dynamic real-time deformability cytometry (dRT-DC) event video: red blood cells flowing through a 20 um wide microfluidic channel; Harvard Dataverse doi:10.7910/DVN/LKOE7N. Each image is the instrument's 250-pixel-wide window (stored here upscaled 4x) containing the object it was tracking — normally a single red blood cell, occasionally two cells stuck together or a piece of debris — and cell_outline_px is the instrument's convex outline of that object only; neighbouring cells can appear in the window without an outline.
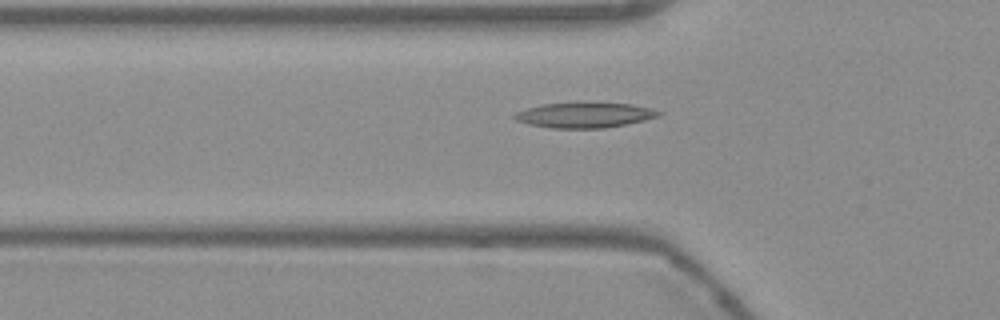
{"species": "Egyptian fruit bat (a non-hibernating species)", "species_latin": "Rousettus aegyptiacus", "temperature_condition": "warm", "stored_images_in_passage": 43, "camera_frame_rate_fps": 3000, "um_per_image_px": 0.085, "frame": {"image": 1, "passage_image": 14, "time_ms": 4.333, "image_size_px": [1000, 320], "cell_outline_px": [[664, 112], [660, 116], [628, 124], [604, 128], [552, 128], [528, 124], [516, 120], [512, 116], [516, 112], [528, 108], [544, 104], [632, 104]], "centroid_in_image_um": [49.7, 9.81], "position_along_channel_um": 76.1, "area_um2": 20.63}}
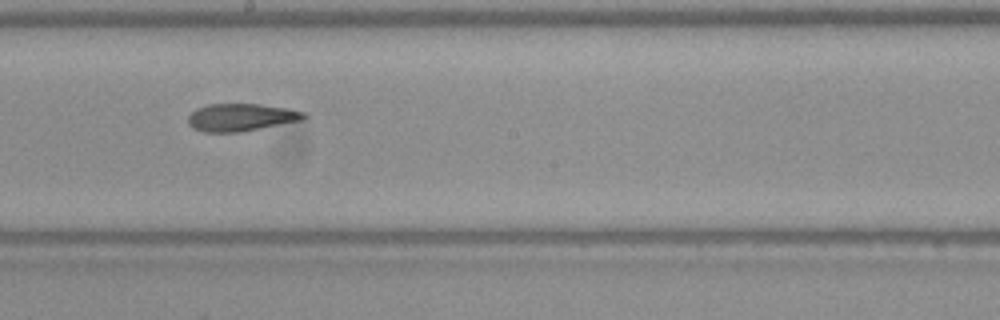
{"frame": {"image": 2, "passage_image": 26, "time_ms": 8.333, "image_size_px": [1000, 320], "cell_outline_px": [[308, 116], [304, 120], [240, 132], [204, 132], [192, 128], [188, 124], [188, 116], [196, 108], [208, 104], [260, 104], [288, 108], [304, 112]], "centroid_in_image_um": [20.49, 9.97], "position_along_channel_um": 227.7, "area_um2": 18.73}}
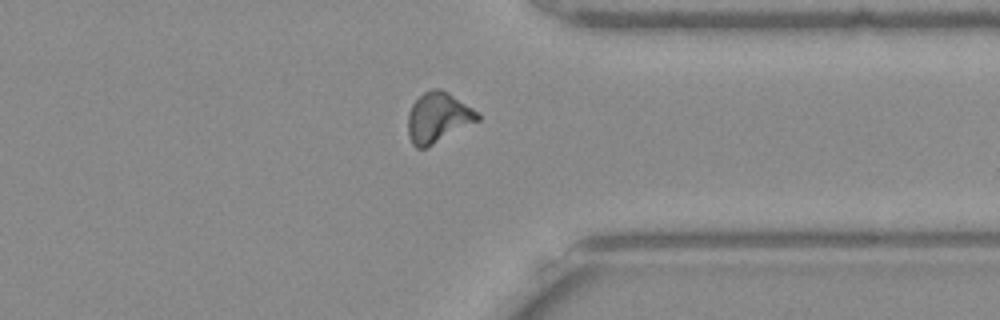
{"frame": {"image": 3, "passage_image": 38, "time_ms": 12.333, "image_size_px": [1000, 320], "cell_outline_px": [[480, 120], [424, 148], [416, 148], [412, 144], [408, 136], [408, 112], [412, 104], [424, 92], [432, 88], [440, 88], [448, 92], [480, 112]], "centroid_in_image_um": [37.24, 9.97], "position_along_channel_um": 374.2, "area_um2": 20.35}}